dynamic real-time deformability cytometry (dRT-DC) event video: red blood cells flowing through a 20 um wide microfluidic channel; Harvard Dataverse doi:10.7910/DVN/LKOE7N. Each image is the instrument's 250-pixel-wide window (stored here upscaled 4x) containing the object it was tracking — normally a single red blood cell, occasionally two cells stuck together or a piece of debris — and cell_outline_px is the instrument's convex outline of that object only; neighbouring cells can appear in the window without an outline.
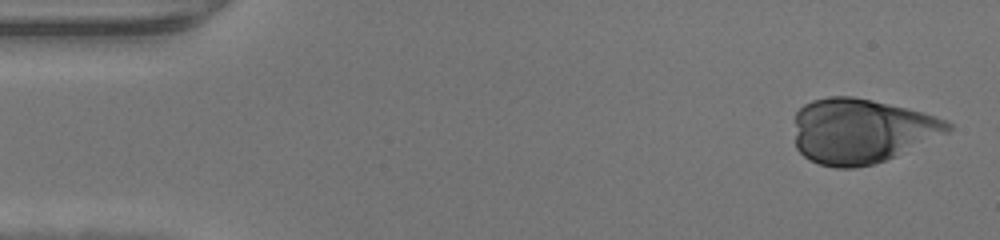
{"species": "human", "species_latin": "Homo sapiens", "temperature_condition": "warm", "stored_images_in_passage": 46, "camera_frame_rate_fps": 3000, "um_per_image_px": 0.085, "donor": {"sex": "male"}, "frame": {"image": 1, "passage_image": 1, "time_ms": 0.0, "image_size_px": [1000, 240], "cell_outline_px": [[952, 128], [948, 132], [896, 156], [872, 164], [856, 168], [836, 168], [820, 164], [808, 160], [796, 148], [796, 112], [804, 104], [812, 100], [828, 96], [852, 96], [872, 100], [908, 108], [924, 112], [936, 116], [952, 124]], "centroid_in_image_um": [73.2, 11.12], "position_along_channel_um": 11.8, "area_um2": 57.86}}
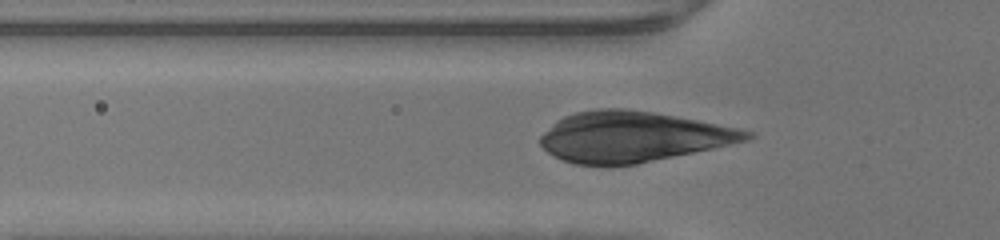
{"frame": {"image": 2, "passage_image": 14, "time_ms": 4.333, "image_size_px": [1000, 240], "cell_outline_px": [[756, 136], [748, 140], [712, 148], [636, 164], [576, 164], [564, 160], [548, 152], [540, 144], [540, 136], [556, 120], [564, 116], [576, 112], [600, 108], [628, 108], [676, 116], [740, 128], [752, 132]], "centroid_in_image_um": [53.78, 11.6], "position_along_channel_um": 72.0, "area_um2": 60.0}}